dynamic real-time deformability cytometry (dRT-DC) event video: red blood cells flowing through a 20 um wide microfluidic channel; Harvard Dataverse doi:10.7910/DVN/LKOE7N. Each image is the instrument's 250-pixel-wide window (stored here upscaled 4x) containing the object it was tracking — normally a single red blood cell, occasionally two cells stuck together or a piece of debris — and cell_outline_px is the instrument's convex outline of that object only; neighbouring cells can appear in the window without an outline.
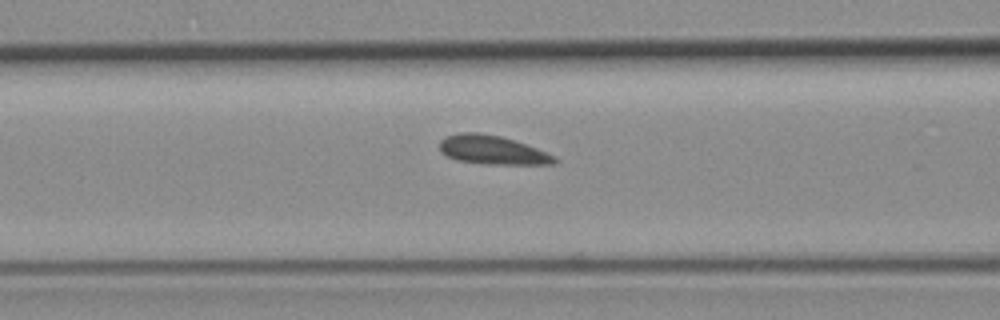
{"species": "common noctule bat (a hibernating species)", "species_latin": "Nyctalus noctula", "temperature_condition": "room temperature", "stored_images_in_passage": 17, "camera_frame_rate_fps": 3000, "um_per_image_px": 0.085, "animal": {"sex": "female", "body_mass_g": 19.3, "forearm_length_mm": 54.1}, "frame": {"image": 1, "passage_image": 15, "time_ms": 4.667, "image_size_px": [1000, 320], "cell_outline_px": [[560, 160], [556, 164], [484, 164], [456, 160], [440, 152], [440, 140], [448, 136], [460, 132], [480, 132], [500, 136], [536, 148], [556, 156]], "centroid_in_image_um": [41.86, 12.76], "position_along_channel_um": 124.7, "area_um2": 19.31}}